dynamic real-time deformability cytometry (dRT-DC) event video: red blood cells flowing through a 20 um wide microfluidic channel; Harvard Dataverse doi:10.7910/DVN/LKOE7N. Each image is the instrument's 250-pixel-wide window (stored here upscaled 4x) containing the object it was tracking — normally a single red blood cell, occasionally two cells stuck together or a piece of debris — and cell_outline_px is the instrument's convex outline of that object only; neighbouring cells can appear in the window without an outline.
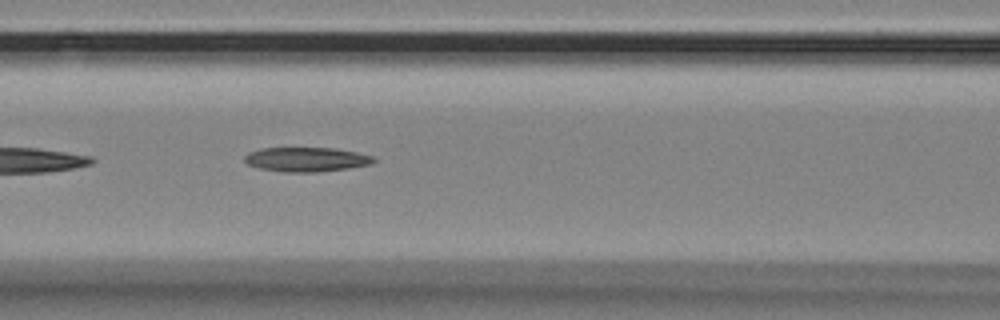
{"species": "Egyptian fruit bat (a non-hibernating species)", "species_latin": "Rousettus aegyptiacus", "temperature_condition": "room temperature", "stored_images_in_passage": 15, "camera_frame_rate_fps": 3000, "um_per_image_px": 0.085, "animal": {"sex": "female"}, "frame": {"image": 1, "passage_image": 9, "time_ms": 2.667, "image_size_px": [1000, 320], "cell_outline_px": [[376, 160], [372, 164], [348, 168], [316, 172], [284, 172], [260, 168], [248, 164], [244, 160], [244, 156], [248, 152], [260, 148], [336, 148], [376, 156]], "centroid_in_image_um": [26.07, 13.54], "position_along_channel_um": 140.5, "area_um2": 18.44}}
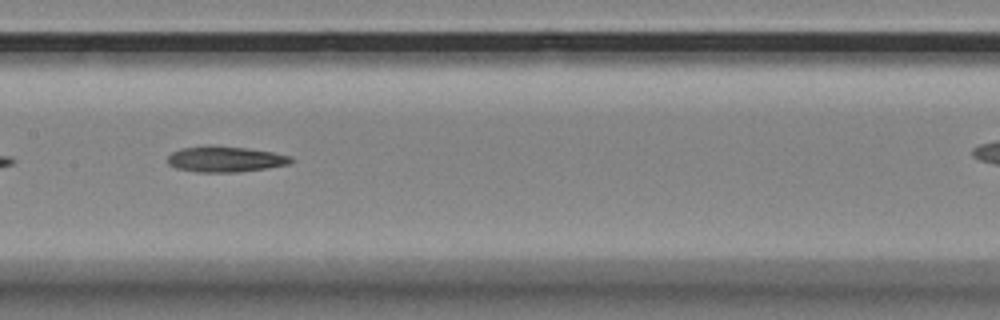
{"frame": {"image": 2, "passage_image": 13, "time_ms": 4.0, "image_size_px": [1000, 320], "cell_outline_px": [[292, 160], [288, 164], [268, 168], [236, 172], [196, 172], [176, 168], [168, 164], [168, 156], [172, 152], [180, 148], [208, 144], [244, 148], [272, 152], [288, 156]], "centroid_in_image_um": [19.06, 13.52], "position_along_channel_um": 188.3, "area_um2": 18.5}}